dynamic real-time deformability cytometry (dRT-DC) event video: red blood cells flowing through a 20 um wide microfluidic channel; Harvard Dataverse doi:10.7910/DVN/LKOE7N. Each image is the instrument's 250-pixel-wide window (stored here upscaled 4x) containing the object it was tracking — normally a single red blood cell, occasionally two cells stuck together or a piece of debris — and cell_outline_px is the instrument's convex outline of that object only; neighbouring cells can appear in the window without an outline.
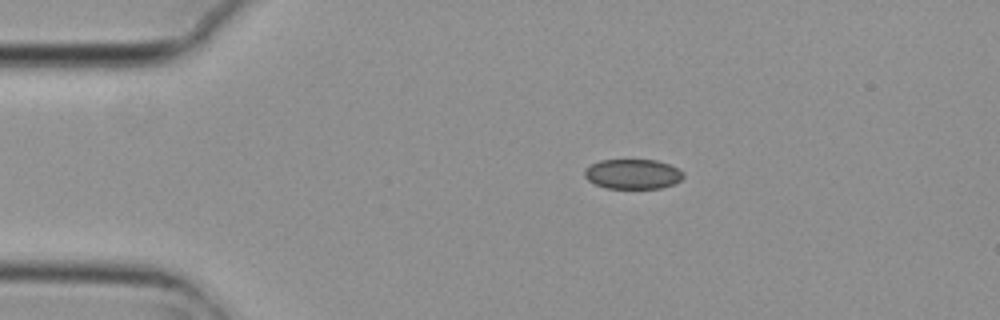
{"species": "common noctule bat (a hibernating species)", "species_latin": "Nyctalus noctula", "temperature_condition": "cold", "stored_images_in_passage": 6, "camera_frame_rate_fps": 3000, "um_per_image_px": 0.085, "animal": {"sex": "female", "body_mass_g": 29.2, "forearm_length_mm": 56.3}, "frame": {"image": 1, "passage_image": 2, "time_ms": 0.333, "image_size_px": [1000, 320], "cell_outline_px": [[684, 176], [680, 180], [672, 184], [660, 188], [604, 188], [588, 180], [584, 176], [584, 168], [600, 160], [656, 160], [668, 164], [684, 172]], "centroid_in_image_um": [53.76, 14.79], "position_along_channel_um": 31.2, "area_um2": 17.11}}
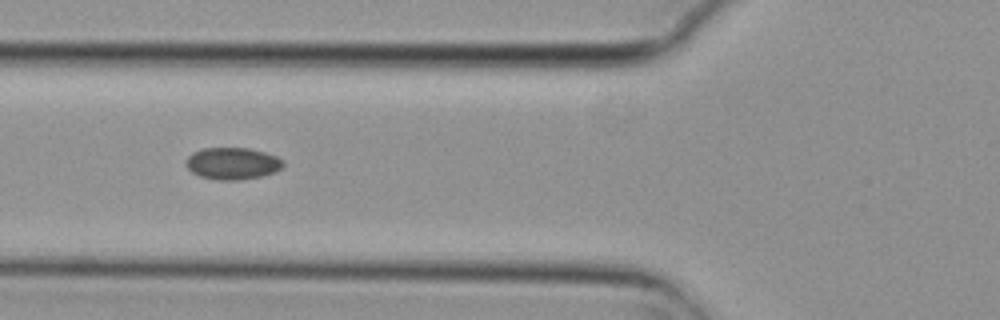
{"frame": {"image": 2, "passage_image": 5, "time_ms": 1.333, "image_size_px": [1000, 320], "cell_outline_px": [[284, 164], [280, 168], [272, 172], [260, 176], [240, 180], [216, 180], [200, 176], [192, 172], [188, 168], [188, 156], [192, 152], [204, 148], [248, 148], [264, 152], [276, 156], [284, 160]], "centroid_in_image_um": [19.76, 13.89], "position_along_channel_um": 106.0, "area_um2": 17.86}}
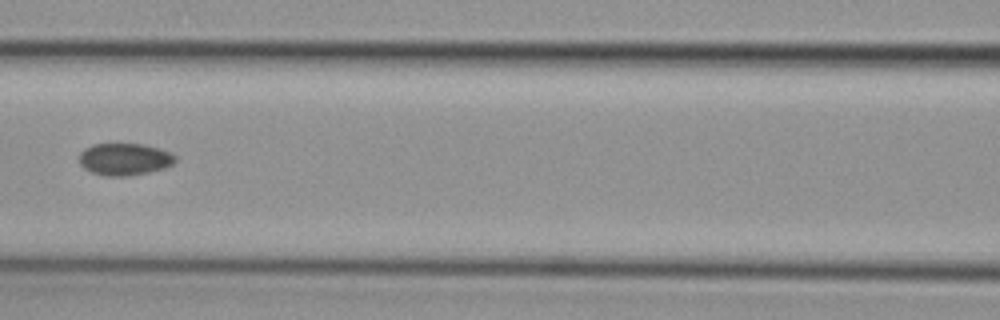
{"frame": {"image": 3, "passage_image": 6, "time_ms": 1.667, "image_size_px": [1000, 320], "cell_outline_px": [[176, 160], [172, 164], [164, 168], [148, 172], [128, 176], [104, 176], [92, 172], [84, 168], [80, 164], [80, 152], [84, 148], [92, 144], [140, 144], [160, 148], [176, 156]], "centroid_in_image_um": [10.57, 13.53], "position_along_channel_um": 156.0, "area_um2": 17.92}}